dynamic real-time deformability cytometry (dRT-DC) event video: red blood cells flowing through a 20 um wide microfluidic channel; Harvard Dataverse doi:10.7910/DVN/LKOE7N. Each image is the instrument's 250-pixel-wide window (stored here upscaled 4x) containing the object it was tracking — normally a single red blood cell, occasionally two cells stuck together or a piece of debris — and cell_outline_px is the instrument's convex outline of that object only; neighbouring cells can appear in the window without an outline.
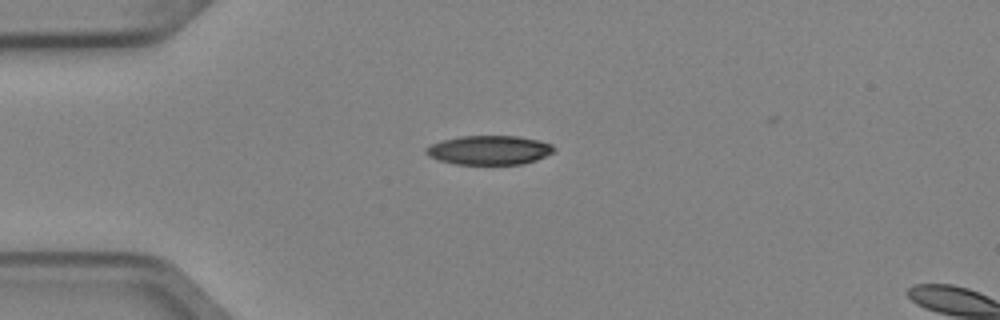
{"species": "Egyptian fruit bat (a non-hibernating species)", "species_latin": "Rousettus aegyptiacus", "temperature_condition": "cold", "stored_images_in_passage": 5, "camera_frame_rate_fps": 3000, "um_per_image_px": 0.085, "animal": {"sex": "female"}, "frame": {"image": 1, "passage_image": 4, "time_ms": 1.0, "image_size_px": [1000, 320], "cell_outline_px": [[556, 152], [536, 160], [520, 164], [456, 164], [440, 160], [428, 156], [424, 152], [424, 148], [440, 140], [460, 136], [520, 136], [540, 140], [552, 144], [556, 148]], "centroid_in_image_um": [41.61, 12.75], "position_along_channel_um": 43.4, "area_um2": 21.96}}